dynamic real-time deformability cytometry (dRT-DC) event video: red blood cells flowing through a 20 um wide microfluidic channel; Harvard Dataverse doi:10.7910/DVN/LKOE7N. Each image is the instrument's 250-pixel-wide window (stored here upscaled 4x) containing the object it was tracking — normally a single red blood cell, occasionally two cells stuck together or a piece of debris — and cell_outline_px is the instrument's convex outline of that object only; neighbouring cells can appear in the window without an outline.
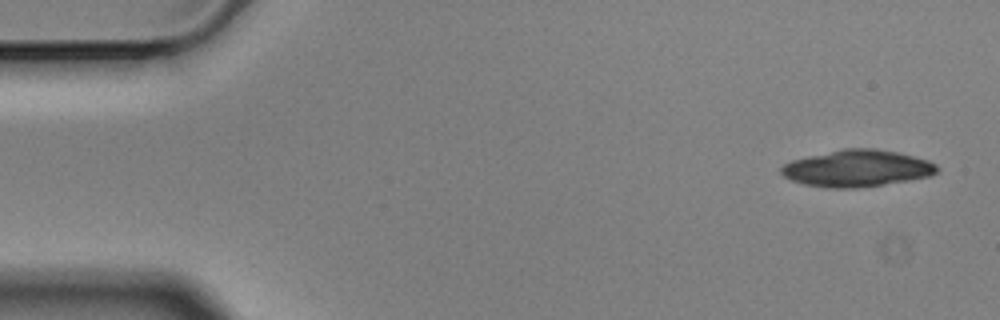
{"species": "Egyptian fruit bat (a non-hibernating species)", "species_latin": "Rousettus aegyptiacus", "temperature_condition": "cold", "stored_images_in_passage": 10, "camera_frame_rate_fps": 3000, "um_per_image_px": 0.085, "animal": {"sex": "male"}, "frame": {"image": 1, "passage_image": 1, "time_ms": 0.0, "image_size_px": [1000, 320], "cell_outline_px": [[940, 168], [932, 176], [908, 180], [856, 188], [824, 188], [804, 184], [792, 180], [784, 176], [780, 172], [780, 168], [784, 164], [792, 160], [808, 156], [844, 148], [876, 148], [896, 152], [928, 160], [936, 164]], "centroid_in_image_um": [72.85, 14.31], "position_along_channel_um": 12.2, "area_um2": 33.29}}
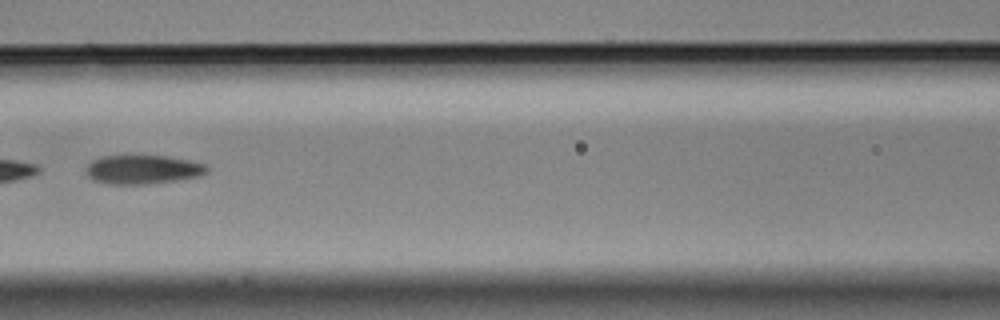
{"frame": {"image": 2, "passage_image": 7, "time_ms": 2.0, "image_size_px": [1000, 320], "cell_outline_px": [[208, 172], [200, 176], [176, 180], [144, 184], [108, 184], [92, 180], [84, 172], [88, 164], [92, 160], [100, 156], [168, 156], [192, 160], [204, 164], [208, 168]], "centroid_in_image_um": [12.12, 14.4], "position_along_channel_um": 154.5, "area_um2": 20.52}}
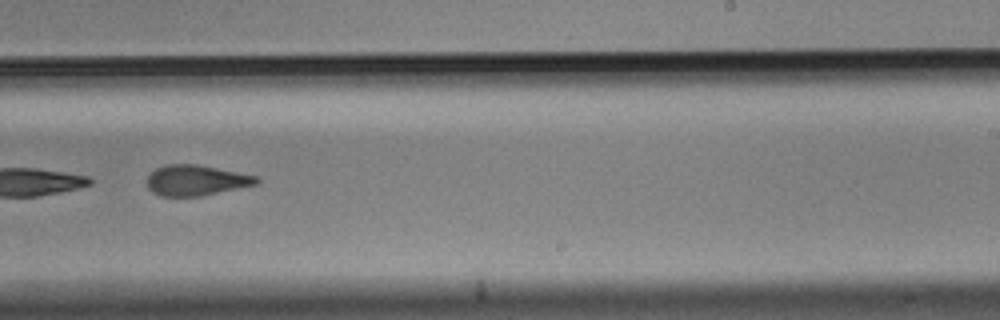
{"frame": {"image": 3, "passage_image": 10, "time_ms": 3.0, "image_size_px": [1000, 320], "cell_outline_px": [[260, 184], [200, 196], [160, 196], [152, 192], [148, 188], [148, 176], [156, 168], [168, 164], [196, 164], [260, 176]], "centroid_in_image_um": [16.72, 15.33], "position_along_channel_um": 272.3, "area_um2": 19.59}}